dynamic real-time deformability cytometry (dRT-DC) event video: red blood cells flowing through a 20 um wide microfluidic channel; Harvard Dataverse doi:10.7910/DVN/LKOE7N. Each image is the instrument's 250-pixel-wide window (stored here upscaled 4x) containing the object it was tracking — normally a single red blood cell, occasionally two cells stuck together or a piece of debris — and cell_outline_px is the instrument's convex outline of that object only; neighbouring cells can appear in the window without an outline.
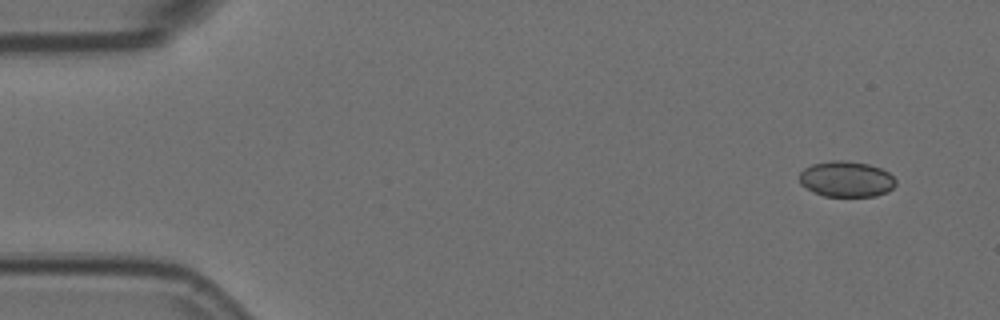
{"species": "Egyptian fruit bat (a non-hibernating species)", "species_latin": "Rousettus aegyptiacus", "temperature_condition": "room temperature", "stored_images_in_passage": 4, "camera_frame_rate_fps": 3000, "um_per_image_px": 0.085, "animal": {"sex": "female"}, "frame": {"image": 1, "passage_image": 1, "time_ms": 0.0, "image_size_px": [1000, 320], "cell_outline_px": [[896, 184], [888, 192], [876, 196], [824, 196], [812, 192], [800, 184], [800, 172], [804, 168], [812, 164], [832, 160], [844, 160], [868, 164], [880, 168], [888, 172], [896, 180]], "centroid_in_image_um": [71.93, 15.22], "position_along_channel_um": 13.1, "area_um2": 20.17}}